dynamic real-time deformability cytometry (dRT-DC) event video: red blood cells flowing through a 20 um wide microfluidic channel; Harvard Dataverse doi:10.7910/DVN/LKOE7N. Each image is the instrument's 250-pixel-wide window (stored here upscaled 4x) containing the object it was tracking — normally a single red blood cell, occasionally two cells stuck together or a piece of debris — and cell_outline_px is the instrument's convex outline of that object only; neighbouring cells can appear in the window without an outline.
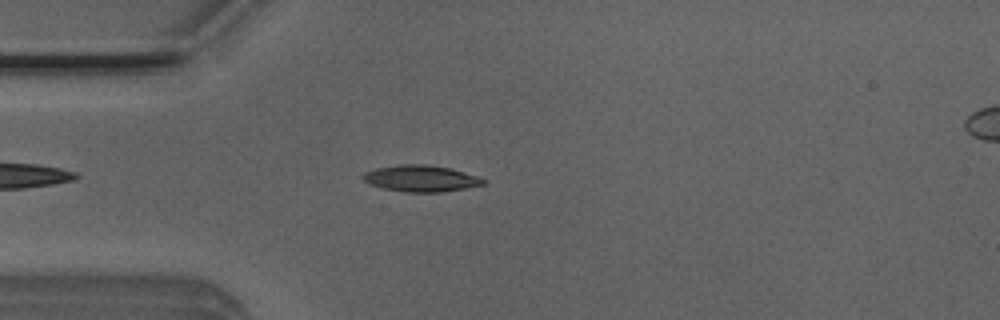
{"species": "Egyptian fruit bat (a non-hibernating species)", "species_latin": "Rousettus aegyptiacus", "temperature_condition": "room temperature", "stored_images_in_passage": 3, "camera_frame_rate_fps": 3000, "um_per_image_px": 0.085, "animal": {"sex": "male"}, "frame": {"image": 1, "passage_image": 2, "time_ms": 0.333, "image_size_px": [1000, 320], "cell_outline_px": [[488, 180], [484, 184], [464, 188], [440, 192], [404, 192], [384, 188], [368, 184], [360, 176], [364, 172], [376, 168], [400, 164], [428, 164], [452, 168], [480, 176]], "centroid_in_image_um": [35.79, 15.15], "position_along_channel_um": 49.2, "area_um2": 18.79}}